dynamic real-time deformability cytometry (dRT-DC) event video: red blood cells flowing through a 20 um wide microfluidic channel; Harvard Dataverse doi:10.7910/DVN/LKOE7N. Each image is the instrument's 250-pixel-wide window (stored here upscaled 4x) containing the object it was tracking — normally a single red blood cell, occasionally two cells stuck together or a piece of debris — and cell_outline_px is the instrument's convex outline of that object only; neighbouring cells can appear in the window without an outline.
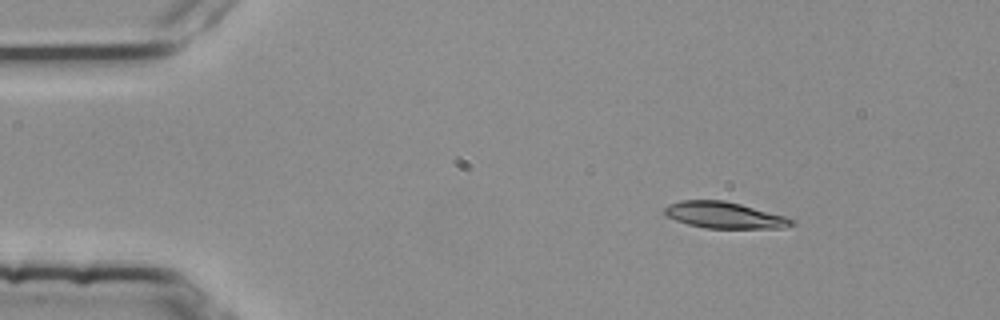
{"species": "common noctule bat (a hibernating species)", "species_latin": "Nyctalus noctula", "temperature_condition": "room temperature", "stored_images_in_passage": 3, "camera_frame_rate_fps": 3000, "um_per_image_px": 0.085, "animal": {"sex": "female", "body_mass_g": 25.1}, "frame": {"image": 1, "passage_image": 1, "time_ms": 0.0, "image_size_px": [1000, 320], "cell_outline_px": [[796, 224], [784, 228], [704, 228], [688, 224], [676, 220], [668, 216], [664, 212], [664, 208], [668, 204], [680, 200], [724, 200], [740, 204], [784, 216], [792, 220]], "centroid_in_image_um": [61.55, 18.29], "position_along_channel_um": 23.5, "area_um2": 19.36}}
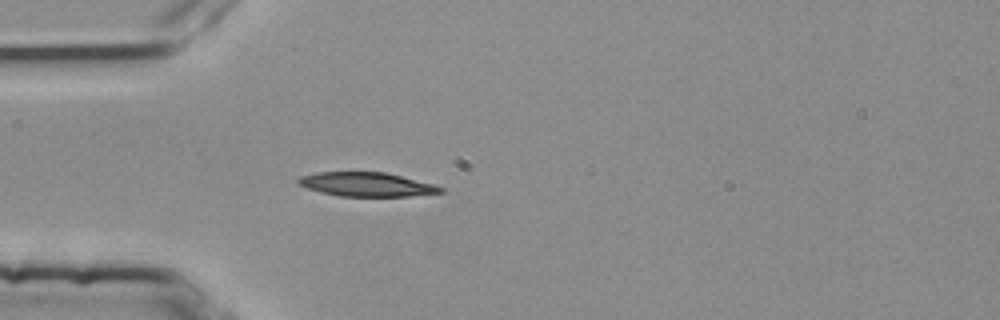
{"frame": {"image": 2, "passage_image": 3, "time_ms": 0.667, "image_size_px": [1000, 320], "cell_outline_px": [[444, 192], [412, 196], [340, 196], [320, 192], [296, 184], [296, 180], [300, 176], [316, 172], [384, 172], [432, 184], [444, 188]], "centroid_in_image_um": [31.11, 15.67], "position_along_channel_um": 53.9, "area_um2": 19.83}}